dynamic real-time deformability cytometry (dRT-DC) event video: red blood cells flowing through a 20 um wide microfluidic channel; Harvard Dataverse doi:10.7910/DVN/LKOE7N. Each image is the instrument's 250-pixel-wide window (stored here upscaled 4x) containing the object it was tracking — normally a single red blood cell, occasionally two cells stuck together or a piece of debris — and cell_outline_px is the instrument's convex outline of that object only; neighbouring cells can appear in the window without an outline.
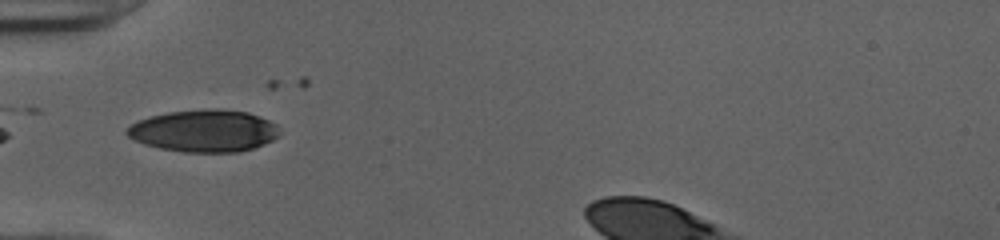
{"species": "human", "species_latin": "Homo sapiens", "temperature_condition": "cold", "stored_images_in_passage": 33, "camera_frame_rate_fps": 3000, "um_per_image_px": 0.085, "donor": {"sex": "female"}, "frame": {"image": 1, "passage_image": 1, "time_ms": 0.0, "image_size_px": [1000, 240], "cell_outline_px": [[280, 132], [272, 140], [264, 144], [240, 152], [184, 152], [160, 148], [144, 144], [128, 136], [124, 132], [132, 124], [140, 120], [152, 116], [168, 112], [212, 108], [216, 108], [248, 112], [268, 120], [276, 124]], "centroid_in_image_um": [17.36, 11.12], "position_along_channel_um": 67.6, "area_um2": 37.28}}
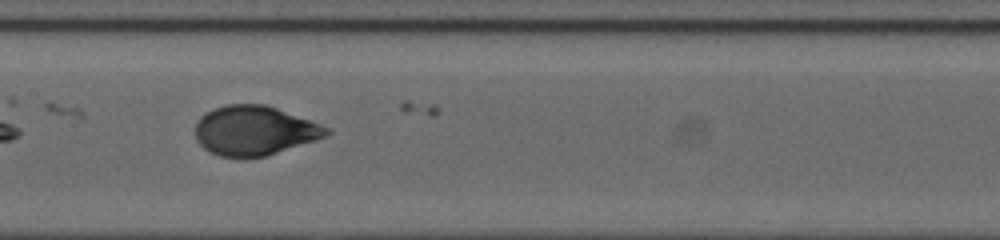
{"frame": {"image": 2, "passage_image": 10, "time_ms": 3.0, "image_size_px": [1000, 240], "cell_outline_px": [[332, 132], [316, 140], [264, 156], [220, 156], [208, 152], [196, 140], [196, 120], [200, 116], [216, 108], [228, 104], [264, 104], [276, 108], [320, 124], [328, 128]], "centroid_in_image_um": [21.6, 11.09], "position_along_channel_um": 185.8, "area_um2": 37.22}}
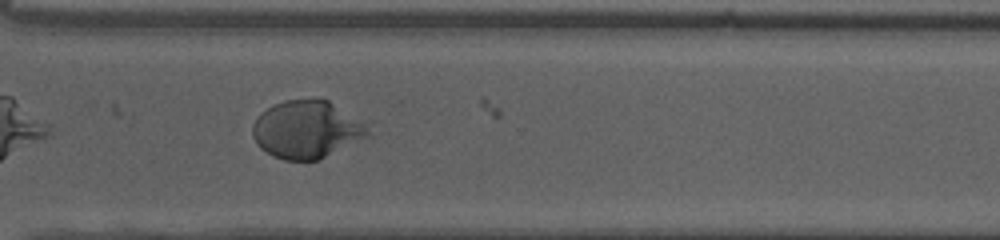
{"frame": {"image": 3, "passage_image": 22, "time_ms": 7.0, "image_size_px": [1000, 240], "cell_outline_px": [[372, 136], [320, 160], [284, 160], [272, 156], [260, 148], [256, 144], [252, 136], [252, 124], [256, 116], [260, 112], [272, 104], [284, 100], [328, 100], [364, 124]], "centroid_in_image_um": [26.03, 11.04], "position_along_channel_um": 344.6, "area_um2": 38.96}, "authors_computed_cell_mechanics": {"area_um2": 38.5526, "velocity_mm_per_s": 3.9792, "shape_relaxation_time_tau1_ms": 3.49, "shape_relaxation_time_tau2_ms": null, "deformation_change_tau1": 0.189, "deformation_change_tau2": null}}